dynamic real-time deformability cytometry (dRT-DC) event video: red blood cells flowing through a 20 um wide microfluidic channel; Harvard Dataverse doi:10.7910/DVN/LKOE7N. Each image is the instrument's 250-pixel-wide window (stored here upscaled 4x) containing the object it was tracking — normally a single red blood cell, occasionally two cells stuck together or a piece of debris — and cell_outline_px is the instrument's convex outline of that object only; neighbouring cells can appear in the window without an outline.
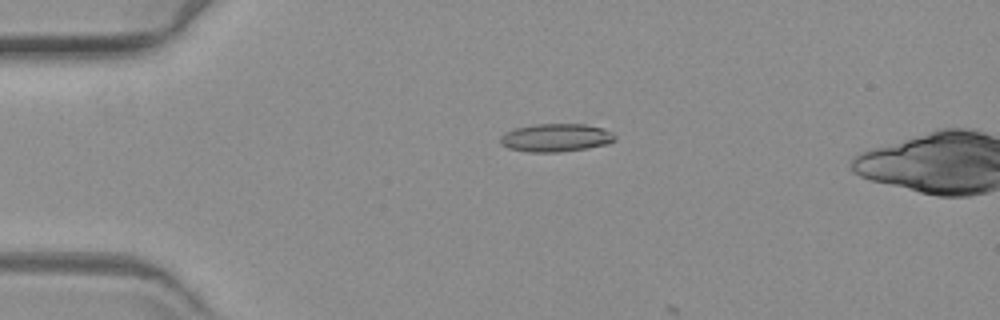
{"species": "common noctule bat (a hibernating species)", "species_latin": "Nyctalus noctula", "temperature_condition": "warm", "stored_images_in_passage": 14, "camera_frame_rate_fps": 3000, "um_per_image_px": 0.085, "animal": {"sex": "female", "body_mass_g": 19.3, "forearm_length_mm": 54.1}, "frame": {"image": 1, "passage_image": 13, "time_ms": 4.0, "image_size_px": [1000, 320], "cell_outline_px": [[616, 140], [608, 144], [560, 152], [528, 152], [508, 148], [500, 144], [500, 136], [504, 132], [516, 128], [532, 124], [584, 124], [604, 128], [612, 132], [616, 136]], "centroid_in_image_um": [47.24, 11.7], "position_along_channel_um": 37.8, "area_um2": 18.9}}